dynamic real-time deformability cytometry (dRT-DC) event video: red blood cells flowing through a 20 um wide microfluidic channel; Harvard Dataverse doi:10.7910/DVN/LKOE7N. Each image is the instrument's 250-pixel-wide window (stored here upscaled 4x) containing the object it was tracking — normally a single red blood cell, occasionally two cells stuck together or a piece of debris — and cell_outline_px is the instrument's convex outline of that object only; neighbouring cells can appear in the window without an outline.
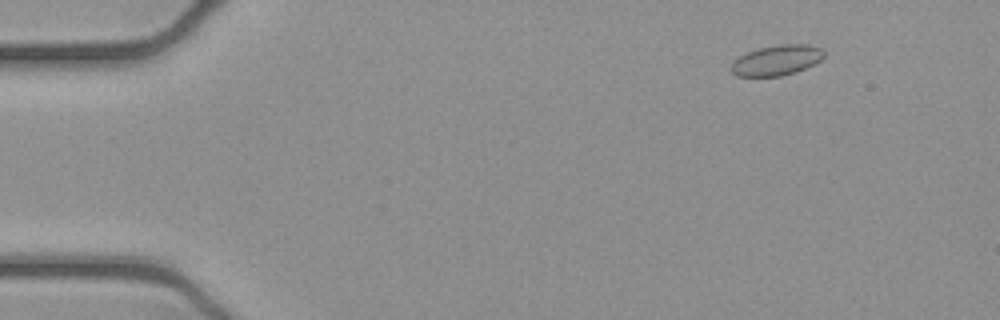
{"species": "common noctule bat (a hibernating species)", "species_latin": "Nyctalus noctula", "temperature_condition": "cold", "stored_images_in_passage": 54, "camera_frame_rate_fps": 3000, "um_per_image_px": 0.085, "animal": {"sex": "female", "body_mass_g": 21.9}, "frame": {"image": 1, "passage_image": 7, "time_ms": 2.0, "image_size_px": [1000, 320], "cell_outline_px": [[824, 56], [820, 60], [796, 72], [780, 76], [736, 76], [732, 72], [732, 64], [740, 56], [748, 52], [760, 48], [780, 44], [808, 44], [820, 48], [824, 52]], "centroid_in_image_um": [66.03, 5.12], "position_along_channel_um": 19.0, "area_um2": 16.07}}
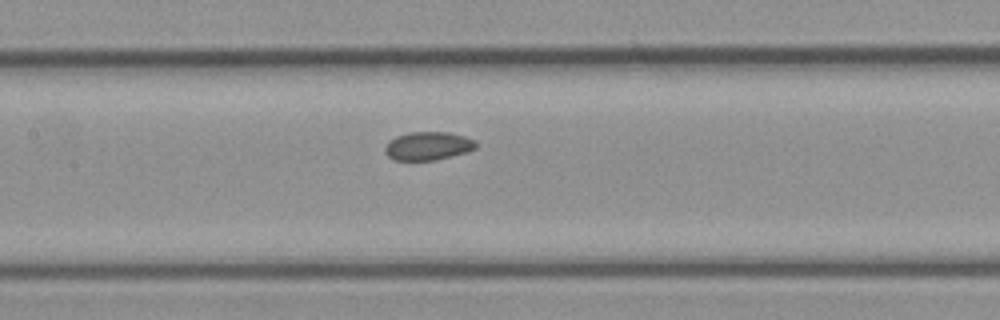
{"frame": {"image": 2, "passage_image": 26, "time_ms": 8.333, "image_size_px": [1000, 320], "cell_outline_px": [[476, 148], [468, 152], [436, 160], [392, 160], [384, 152], [384, 148], [388, 140], [396, 136], [408, 132], [448, 132], [464, 136], [476, 140]], "centroid_in_image_um": [36.36, 12.4], "position_along_channel_um": 171.0, "area_um2": 15.26}}
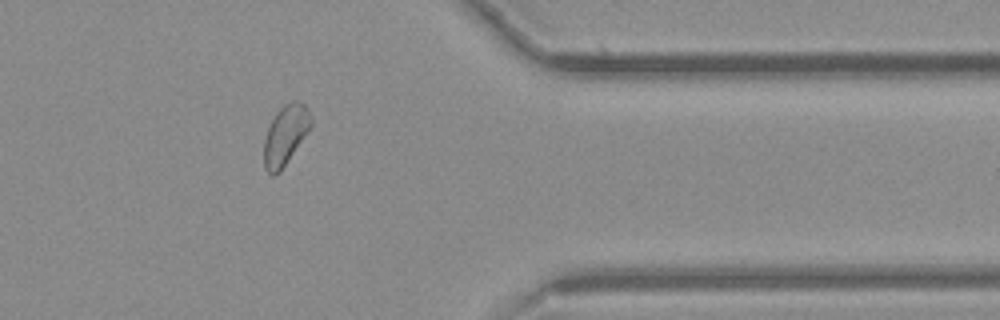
{"frame": {"image": 3, "passage_image": 44, "time_ms": 14.333, "image_size_px": [1000, 320], "cell_outline_px": [[312, 124], [280, 172], [276, 176], [272, 176], [264, 168], [264, 140], [268, 128], [276, 112], [284, 104], [292, 100], [296, 100], [304, 104], [312, 116]], "centroid_in_image_um": [24.25, 11.48], "position_along_channel_um": 387.2, "area_um2": 16.18}}